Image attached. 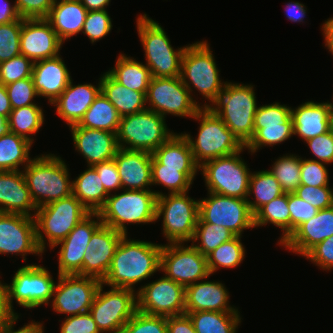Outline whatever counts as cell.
I'll list each match as a JSON object with an SVG mask.
<instances>
[{
  "mask_svg": "<svg viewBox=\"0 0 333 333\" xmlns=\"http://www.w3.org/2000/svg\"><path fill=\"white\" fill-rule=\"evenodd\" d=\"M127 237L121 238L103 285L134 290L135 284L160 270L162 244Z\"/></svg>",
  "mask_w": 333,
  "mask_h": 333,
  "instance_id": "1",
  "label": "cell"
},
{
  "mask_svg": "<svg viewBox=\"0 0 333 333\" xmlns=\"http://www.w3.org/2000/svg\"><path fill=\"white\" fill-rule=\"evenodd\" d=\"M68 171L61 157L54 154H41L22 170L37 208L72 194V181L69 180Z\"/></svg>",
  "mask_w": 333,
  "mask_h": 333,
  "instance_id": "2",
  "label": "cell"
},
{
  "mask_svg": "<svg viewBox=\"0 0 333 333\" xmlns=\"http://www.w3.org/2000/svg\"><path fill=\"white\" fill-rule=\"evenodd\" d=\"M253 85L227 82L210 109L246 146L254 135L257 110Z\"/></svg>",
  "mask_w": 333,
  "mask_h": 333,
  "instance_id": "3",
  "label": "cell"
},
{
  "mask_svg": "<svg viewBox=\"0 0 333 333\" xmlns=\"http://www.w3.org/2000/svg\"><path fill=\"white\" fill-rule=\"evenodd\" d=\"M110 194L98 211L103 225L127 235L126 224L153 223L156 220V192L151 190H123ZM112 195V196H111Z\"/></svg>",
  "mask_w": 333,
  "mask_h": 333,
  "instance_id": "4",
  "label": "cell"
},
{
  "mask_svg": "<svg viewBox=\"0 0 333 333\" xmlns=\"http://www.w3.org/2000/svg\"><path fill=\"white\" fill-rule=\"evenodd\" d=\"M193 118L200 122L197 138L194 140L190 134L183 135L199 167L209 160L232 155L245 147L210 108H201Z\"/></svg>",
  "mask_w": 333,
  "mask_h": 333,
  "instance_id": "5",
  "label": "cell"
},
{
  "mask_svg": "<svg viewBox=\"0 0 333 333\" xmlns=\"http://www.w3.org/2000/svg\"><path fill=\"white\" fill-rule=\"evenodd\" d=\"M213 52L206 41H200L186 46L181 60V80L192 93V87L198 90L209 103L201 108H210L218 99L226 82L219 78V70L215 63ZM193 86H192V85Z\"/></svg>",
  "mask_w": 333,
  "mask_h": 333,
  "instance_id": "6",
  "label": "cell"
},
{
  "mask_svg": "<svg viewBox=\"0 0 333 333\" xmlns=\"http://www.w3.org/2000/svg\"><path fill=\"white\" fill-rule=\"evenodd\" d=\"M137 32L144 48L146 66L152 77H179L186 46L175 50L166 32L147 14L137 18Z\"/></svg>",
  "mask_w": 333,
  "mask_h": 333,
  "instance_id": "7",
  "label": "cell"
},
{
  "mask_svg": "<svg viewBox=\"0 0 333 333\" xmlns=\"http://www.w3.org/2000/svg\"><path fill=\"white\" fill-rule=\"evenodd\" d=\"M90 212L73 195L38 207L35 214L37 243L44 253L46 240L52 249L64 240ZM44 235L46 238H44Z\"/></svg>",
  "mask_w": 333,
  "mask_h": 333,
  "instance_id": "8",
  "label": "cell"
},
{
  "mask_svg": "<svg viewBox=\"0 0 333 333\" xmlns=\"http://www.w3.org/2000/svg\"><path fill=\"white\" fill-rule=\"evenodd\" d=\"M166 125L165 118L150 109L122 116L116 133L118 147L152 154L174 134Z\"/></svg>",
  "mask_w": 333,
  "mask_h": 333,
  "instance_id": "9",
  "label": "cell"
},
{
  "mask_svg": "<svg viewBox=\"0 0 333 333\" xmlns=\"http://www.w3.org/2000/svg\"><path fill=\"white\" fill-rule=\"evenodd\" d=\"M156 192V220L163 218V235L168 243H183L193 239L199 218V200L187 192L163 194Z\"/></svg>",
  "mask_w": 333,
  "mask_h": 333,
  "instance_id": "10",
  "label": "cell"
},
{
  "mask_svg": "<svg viewBox=\"0 0 333 333\" xmlns=\"http://www.w3.org/2000/svg\"><path fill=\"white\" fill-rule=\"evenodd\" d=\"M244 149L245 147L232 155L209 160L200 166L208 192L247 198L252 172L240 157Z\"/></svg>",
  "mask_w": 333,
  "mask_h": 333,
  "instance_id": "11",
  "label": "cell"
},
{
  "mask_svg": "<svg viewBox=\"0 0 333 333\" xmlns=\"http://www.w3.org/2000/svg\"><path fill=\"white\" fill-rule=\"evenodd\" d=\"M102 291L101 283L89 313L101 333H120L137 311V291L113 287L109 291Z\"/></svg>",
  "mask_w": 333,
  "mask_h": 333,
  "instance_id": "12",
  "label": "cell"
},
{
  "mask_svg": "<svg viewBox=\"0 0 333 333\" xmlns=\"http://www.w3.org/2000/svg\"><path fill=\"white\" fill-rule=\"evenodd\" d=\"M55 286L50 272L43 266L29 264L19 268L11 283L5 284L10 308L14 311L13 299L28 309L49 304Z\"/></svg>",
  "mask_w": 333,
  "mask_h": 333,
  "instance_id": "13",
  "label": "cell"
},
{
  "mask_svg": "<svg viewBox=\"0 0 333 333\" xmlns=\"http://www.w3.org/2000/svg\"><path fill=\"white\" fill-rule=\"evenodd\" d=\"M146 102L150 105L147 109L164 118L168 114L193 118L201 109L200 104L194 100L180 76L152 77L146 94Z\"/></svg>",
  "mask_w": 333,
  "mask_h": 333,
  "instance_id": "14",
  "label": "cell"
},
{
  "mask_svg": "<svg viewBox=\"0 0 333 333\" xmlns=\"http://www.w3.org/2000/svg\"><path fill=\"white\" fill-rule=\"evenodd\" d=\"M208 194V198L199 199V217L204 222L225 227L241 237L245 229L255 228L254 214L246 199Z\"/></svg>",
  "mask_w": 333,
  "mask_h": 333,
  "instance_id": "15",
  "label": "cell"
},
{
  "mask_svg": "<svg viewBox=\"0 0 333 333\" xmlns=\"http://www.w3.org/2000/svg\"><path fill=\"white\" fill-rule=\"evenodd\" d=\"M160 271L178 284L187 287L211 274L207 265V258L193 245L186 247L182 243H168L162 245Z\"/></svg>",
  "mask_w": 333,
  "mask_h": 333,
  "instance_id": "16",
  "label": "cell"
},
{
  "mask_svg": "<svg viewBox=\"0 0 333 333\" xmlns=\"http://www.w3.org/2000/svg\"><path fill=\"white\" fill-rule=\"evenodd\" d=\"M101 283L91 276L58 275L50 301L52 309L68 316L88 313Z\"/></svg>",
  "mask_w": 333,
  "mask_h": 333,
  "instance_id": "17",
  "label": "cell"
},
{
  "mask_svg": "<svg viewBox=\"0 0 333 333\" xmlns=\"http://www.w3.org/2000/svg\"><path fill=\"white\" fill-rule=\"evenodd\" d=\"M137 310L157 316L185 314V287L166 276L137 290Z\"/></svg>",
  "mask_w": 333,
  "mask_h": 333,
  "instance_id": "18",
  "label": "cell"
},
{
  "mask_svg": "<svg viewBox=\"0 0 333 333\" xmlns=\"http://www.w3.org/2000/svg\"><path fill=\"white\" fill-rule=\"evenodd\" d=\"M41 255L34 217L0 212V254ZM15 253V254H14Z\"/></svg>",
  "mask_w": 333,
  "mask_h": 333,
  "instance_id": "19",
  "label": "cell"
},
{
  "mask_svg": "<svg viewBox=\"0 0 333 333\" xmlns=\"http://www.w3.org/2000/svg\"><path fill=\"white\" fill-rule=\"evenodd\" d=\"M102 224L98 213H89L64 240L53 247L61 245L58 252V275L77 274L82 276L83 257L86 249L91 236Z\"/></svg>",
  "mask_w": 333,
  "mask_h": 333,
  "instance_id": "20",
  "label": "cell"
},
{
  "mask_svg": "<svg viewBox=\"0 0 333 333\" xmlns=\"http://www.w3.org/2000/svg\"><path fill=\"white\" fill-rule=\"evenodd\" d=\"M20 53L33 62L60 55L63 42L46 19H24Z\"/></svg>",
  "mask_w": 333,
  "mask_h": 333,
  "instance_id": "21",
  "label": "cell"
},
{
  "mask_svg": "<svg viewBox=\"0 0 333 333\" xmlns=\"http://www.w3.org/2000/svg\"><path fill=\"white\" fill-rule=\"evenodd\" d=\"M124 235L117 230L101 225L91 236L83 257L82 276L103 280L107 275L116 248Z\"/></svg>",
  "mask_w": 333,
  "mask_h": 333,
  "instance_id": "22",
  "label": "cell"
},
{
  "mask_svg": "<svg viewBox=\"0 0 333 333\" xmlns=\"http://www.w3.org/2000/svg\"><path fill=\"white\" fill-rule=\"evenodd\" d=\"M77 152H80L88 166L114 159L117 150L116 133L80 127L77 124L69 127Z\"/></svg>",
  "mask_w": 333,
  "mask_h": 333,
  "instance_id": "23",
  "label": "cell"
},
{
  "mask_svg": "<svg viewBox=\"0 0 333 333\" xmlns=\"http://www.w3.org/2000/svg\"><path fill=\"white\" fill-rule=\"evenodd\" d=\"M333 236V205L319 210L313 218L299 225L280 245L305 256L324 239Z\"/></svg>",
  "mask_w": 333,
  "mask_h": 333,
  "instance_id": "24",
  "label": "cell"
},
{
  "mask_svg": "<svg viewBox=\"0 0 333 333\" xmlns=\"http://www.w3.org/2000/svg\"><path fill=\"white\" fill-rule=\"evenodd\" d=\"M114 160L123 190H151V153L119 148Z\"/></svg>",
  "mask_w": 333,
  "mask_h": 333,
  "instance_id": "25",
  "label": "cell"
},
{
  "mask_svg": "<svg viewBox=\"0 0 333 333\" xmlns=\"http://www.w3.org/2000/svg\"><path fill=\"white\" fill-rule=\"evenodd\" d=\"M229 292L219 281L201 280L185 287V313L198 311L239 312L229 305Z\"/></svg>",
  "mask_w": 333,
  "mask_h": 333,
  "instance_id": "26",
  "label": "cell"
},
{
  "mask_svg": "<svg viewBox=\"0 0 333 333\" xmlns=\"http://www.w3.org/2000/svg\"><path fill=\"white\" fill-rule=\"evenodd\" d=\"M32 79L38 97L48 98L52 104L67 88L72 78L66 64L58 55L34 62Z\"/></svg>",
  "mask_w": 333,
  "mask_h": 333,
  "instance_id": "27",
  "label": "cell"
},
{
  "mask_svg": "<svg viewBox=\"0 0 333 333\" xmlns=\"http://www.w3.org/2000/svg\"><path fill=\"white\" fill-rule=\"evenodd\" d=\"M36 210L22 171H0V212L35 217Z\"/></svg>",
  "mask_w": 333,
  "mask_h": 333,
  "instance_id": "28",
  "label": "cell"
},
{
  "mask_svg": "<svg viewBox=\"0 0 333 333\" xmlns=\"http://www.w3.org/2000/svg\"><path fill=\"white\" fill-rule=\"evenodd\" d=\"M100 80L98 85L91 83L73 85L71 79L67 88L51 104L56 107V113L67 125L78 124L83 118L85 112L92 105L95 98L101 92Z\"/></svg>",
  "mask_w": 333,
  "mask_h": 333,
  "instance_id": "29",
  "label": "cell"
},
{
  "mask_svg": "<svg viewBox=\"0 0 333 333\" xmlns=\"http://www.w3.org/2000/svg\"><path fill=\"white\" fill-rule=\"evenodd\" d=\"M333 103L308 101L291 108L294 135L307 141L331 129Z\"/></svg>",
  "mask_w": 333,
  "mask_h": 333,
  "instance_id": "30",
  "label": "cell"
},
{
  "mask_svg": "<svg viewBox=\"0 0 333 333\" xmlns=\"http://www.w3.org/2000/svg\"><path fill=\"white\" fill-rule=\"evenodd\" d=\"M87 12L80 0H55L46 20L64 43L82 31Z\"/></svg>",
  "mask_w": 333,
  "mask_h": 333,
  "instance_id": "31",
  "label": "cell"
},
{
  "mask_svg": "<svg viewBox=\"0 0 333 333\" xmlns=\"http://www.w3.org/2000/svg\"><path fill=\"white\" fill-rule=\"evenodd\" d=\"M100 81L102 94L108 98L121 116L147 109L144 93L128 89L115 81L107 72L102 75Z\"/></svg>",
  "mask_w": 333,
  "mask_h": 333,
  "instance_id": "32",
  "label": "cell"
},
{
  "mask_svg": "<svg viewBox=\"0 0 333 333\" xmlns=\"http://www.w3.org/2000/svg\"><path fill=\"white\" fill-rule=\"evenodd\" d=\"M72 194L90 213H98L109 196L93 166L72 180Z\"/></svg>",
  "mask_w": 333,
  "mask_h": 333,
  "instance_id": "33",
  "label": "cell"
},
{
  "mask_svg": "<svg viewBox=\"0 0 333 333\" xmlns=\"http://www.w3.org/2000/svg\"><path fill=\"white\" fill-rule=\"evenodd\" d=\"M152 155L163 165V168H200L195 163L190 145L182 133H174L167 141L158 147Z\"/></svg>",
  "mask_w": 333,
  "mask_h": 333,
  "instance_id": "34",
  "label": "cell"
},
{
  "mask_svg": "<svg viewBox=\"0 0 333 333\" xmlns=\"http://www.w3.org/2000/svg\"><path fill=\"white\" fill-rule=\"evenodd\" d=\"M107 73L121 85L145 95L152 78L150 69L145 64L127 57L126 54H120L115 67Z\"/></svg>",
  "mask_w": 333,
  "mask_h": 333,
  "instance_id": "35",
  "label": "cell"
},
{
  "mask_svg": "<svg viewBox=\"0 0 333 333\" xmlns=\"http://www.w3.org/2000/svg\"><path fill=\"white\" fill-rule=\"evenodd\" d=\"M121 117L114 105L100 92L77 125L117 133Z\"/></svg>",
  "mask_w": 333,
  "mask_h": 333,
  "instance_id": "36",
  "label": "cell"
},
{
  "mask_svg": "<svg viewBox=\"0 0 333 333\" xmlns=\"http://www.w3.org/2000/svg\"><path fill=\"white\" fill-rule=\"evenodd\" d=\"M31 145L32 142L10 131L0 136V171H20V165L25 168L32 160Z\"/></svg>",
  "mask_w": 333,
  "mask_h": 333,
  "instance_id": "37",
  "label": "cell"
},
{
  "mask_svg": "<svg viewBox=\"0 0 333 333\" xmlns=\"http://www.w3.org/2000/svg\"><path fill=\"white\" fill-rule=\"evenodd\" d=\"M187 314L196 333H236L241 317L239 312L198 311Z\"/></svg>",
  "mask_w": 333,
  "mask_h": 333,
  "instance_id": "38",
  "label": "cell"
},
{
  "mask_svg": "<svg viewBox=\"0 0 333 333\" xmlns=\"http://www.w3.org/2000/svg\"><path fill=\"white\" fill-rule=\"evenodd\" d=\"M273 224L282 230L278 245L284 242L290 235V210L288 208V193L274 198L269 203L260 207L254 213V226Z\"/></svg>",
  "mask_w": 333,
  "mask_h": 333,
  "instance_id": "39",
  "label": "cell"
},
{
  "mask_svg": "<svg viewBox=\"0 0 333 333\" xmlns=\"http://www.w3.org/2000/svg\"><path fill=\"white\" fill-rule=\"evenodd\" d=\"M198 170L200 169L163 168V165L152 155V185H162L169 190L170 194L188 192Z\"/></svg>",
  "mask_w": 333,
  "mask_h": 333,
  "instance_id": "40",
  "label": "cell"
},
{
  "mask_svg": "<svg viewBox=\"0 0 333 333\" xmlns=\"http://www.w3.org/2000/svg\"><path fill=\"white\" fill-rule=\"evenodd\" d=\"M252 193L254 201L249 198ZM284 193L275 176L269 170H261L251 174L246 200L254 214L260 207Z\"/></svg>",
  "mask_w": 333,
  "mask_h": 333,
  "instance_id": "41",
  "label": "cell"
},
{
  "mask_svg": "<svg viewBox=\"0 0 333 333\" xmlns=\"http://www.w3.org/2000/svg\"><path fill=\"white\" fill-rule=\"evenodd\" d=\"M44 123L42 108L37 104L12 109L8 117L9 131L33 143L30 134L39 132Z\"/></svg>",
  "mask_w": 333,
  "mask_h": 333,
  "instance_id": "42",
  "label": "cell"
},
{
  "mask_svg": "<svg viewBox=\"0 0 333 333\" xmlns=\"http://www.w3.org/2000/svg\"><path fill=\"white\" fill-rule=\"evenodd\" d=\"M236 235L225 227L204 222L200 217L197 221L192 245L204 256H207L222 243L234 238ZM199 240V241H198ZM199 242L195 244V242Z\"/></svg>",
  "mask_w": 333,
  "mask_h": 333,
  "instance_id": "43",
  "label": "cell"
},
{
  "mask_svg": "<svg viewBox=\"0 0 333 333\" xmlns=\"http://www.w3.org/2000/svg\"><path fill=\"white\" fill-rule=\"evenodd\" d=\"M244 256L245 248L241 242V236H235L206 256L209 272L213 274L220 267L235 268L242 263Z\"/></svg>",
  "mask_w": 333,
  "mask_h": 333,
  "instance_id": "44",
  "label": "cell"
},
{
  "mask_svg": "<svg viewBox=\"0 0 333 333\" xmlns=\"http://www.w3.org/2000/svg\"><path fill=\"white\" fill-rule=\"evenodd\" d=\"M285 193H293L301 181V157L287 154L279 157L269 170Z\"/></svg>",
  "mask_w": 333,
  "mask_h": 333,
  "instance_id": "45",
  "label": "cell"
},
{
  "mask_svg": "<svg viewBox=\"0 0 333 333\" xmlns=\"http://www.w3.org/2000/svg\"><path fill=\"white\" fill-rule=\"evenodd\" d=\"M294 135L292 117L282 126H265L259 129L245 146L251 153L257 152L263 146H273L288 140Z\"/></svg>",
  "mask_w": 333,
  "mask_h": 333,
  "instance_id": "46",
  "label": "cell"
},
{
  "mask_svg": "<svg viewBox=\"0 0 333 333\" xmlns=\"http://www.w3.org/2000/svg\"><path fill=\"white\" fill-rule=\"evenodd\" d=\"M23 18L0 24V63L20 55V35Z\"/></svg>",
  "mask_w": 333,
  "mask_h": 333,
  "instance_id": "47",
  "label": "cell"
},
{
  "mask_svg": "<svg viewBox=\"0 0 333 333\" xmlns=\"http://www.w3.org/2000/svg\"><path fill=\"white\" fill-rule=\"evenodd\" d=\"M291 118V107L278 102L257 107L254 134L265 126H282Z\"/></svg>",
  "mask_w": 333,
  "mask_h": 333,
  "instance_id": "48",
  "label": "cell"
},
{
  "mask_svg": "<svg viewBox=\"0 0 333 333\" xmlns=\"http://www.w3.org/2000/svg\"><path fill=\"white\" fill-rule=\"evenodd\" d=\"M120 333H167V317L136 311Z\"/></svg>",
  "mask_w": 333,
  "mask_h": 333,
  "instance_id": "49",
  "label": "cell"
},
{
  "mask_svg": "<svg viewBox=\"0 0 333 333\" xmlns=\"http://www.w3.org/2000/svg\"><path fill=\"white\" fill-rule=\"evenodd\" d=\"M33 65L34 62L22 54L0 63V84L6 86L32 77Z\"/></svg>",
  "mask_w": 333,
  "mask_h": 333,
  "instance_id": "50",
  "label": "cell"
},
{
  "mask_svg": "<svg viewBox=\"0 0 333 333\" xmlns=\"http://www.w3.org/2000/svg\"><path fill=\"white\" fill-rule=\"evenodd\" d=\"M112 27V20L106 10L88 11L81 32L87 35L93 44L107 36Z\"/></svg>",
  "mask_w": 333,
  "mask_h": 333,
  "instance_id": "51",
  "label": "cell"
},
{
  "mask_svg": "<svg viewBox=\"0 0 333 333\" xmlns=\"http://www.w3.org/2000/svg\"><path fill=\"white\" fill-rule=\"evenodd\" d=\"M12 109L34 105L33 98L38 96L32 77L24 78L6 85Z\"/></svg>",
  "mask_w": 333,
  "mask_h": 333,
  "instance_id": "52",
  "label": "cell"
},
{
  "mask_svg": "<svg viewBox=\"0 0 333 333\" xmlns=\"http://www.w3.org/2000/svg\"><path fill=\"white\" fill-rule=\"evenodd\" d=\"M325 165L315 159H302L301 157L300 185L329 186V173Z\"/></svg>",
  "mask_w": 333,
  "mask_h": 333,
  "instance_id": "53",
  "label": "cell"
},
{
  "mask_svg": "<svg viewBox=\"0 0 333 333\" xmlns=\"http://www.w3.org/2000/svg\"><path fill=\"white\" fill-rule=\"evenodd\" d=\"M293 193L318 210L333 205V188H330V186L311 187L300 185Z\"/></svg>",
  "mask_w": 333,
  "mask_h": 333,
  "instance_id": "54",
  "label": "cell"
},
{
  "mask_svg": "<svg viewBox=\"0 0 333 333\" xmlns=\"http://www.w3.org/2000/svg\"><path fill=\"white\" fill-rule=\"evenodd\" d=\"M288 208L290 210V234L299 225L316 216L319 211L294 193H288Z\"/></svg>",
  "mask_w": 333,
  "mask_h": 333,
  "instance_id": "55",
  "label": "cell"
},
{
  "mask_svg": "<svg viewBox=\"0 0 333 333\" xmlns=\"http://www.w3.org/2000/svg\"><path fill=\"white\" fill-rule=\"evenodd\" d=\"M55 0H15L14 4L23 19H46Z\"/></svg>",
  "mask_w": 333,
  "mask_h": 333,
  "instance_id": "56",
  "label": "cell"
},
{
  "mask_svg": "<svg viewBox=\"0 0 333 333\" xmlns=\"http://www.w3.org/2000/svg\"><path fill=\"white\" fill-rule=\"evenodd\" d=\"M309 146L311 153L315 155L318 162L324 164L333 163V131L318 135L305 141Z\"/></svg>",
  "mask_w": 333,
  "mask_h": 333,
  "instance_id": "57",
  "label": "cell"
},
{
  "mask_svg": "<svg viewBox=\"0 0 333 333\" xmlns=\"http://www.w3.org/2000/svg\"><path fill=\"white\" fill-rule=\"evenodd\" d=\"M65 318L60 333H101L89 312Z\"/></svg>",
  "mask_w": 333,
  "mask_h": 333,
  "instance_id": "58",
  "label": "cell"
},
{
  "mask_svg": "<svg viewBox=\"0 0 333 333\" xmlns=\"http://www.w3.org/2000/svg\"><path fill=\"white\" fill-rule=\"evenodd\" d=\"M304 257L324 270L333 269V236L318 243Z\"/></svg>",
  "mask_w": 333,
  "mask_h": 333,
  "instance_id": "59",
  "label": "cell"
},
{
  "mask_svg": "<svg viewBox=\"0 0 333 333\" xmlns=\"http://www.w3.org/2000/svg\"><path fill=\"white\" fill-rule=\"evenodd\" d=\"M93 167L97 171L105 191L109 195L112 190L118 191L119 189H122L118 168L114 159L97 163L93 165Z\"/></svg>",
  "mask_w": 333,
  "mask_h": 333,
  "instance_id": "60",
  "label": "cell"
},
{
  "mask_svg": "<svg viewBox=\"0 0 333 333\" xmlns=\"http://www.w3.org/2000/svg\"><path fill=\"white\" fill-rule=\"evenodd\" d=\"M167 333H196L187 314L167 317Z\"/></svg>",
  "mask_w": 333,
  "mask_h": 333,
  "instance_id": "61",
  "label": "cell"
},
{
  "mask_svg": "<svg viewBox=\"0 0 333 333\" xmlns=\"http://www.w3.org/2000/svg\"><path fill=\"white\" fill-rule=\"evenodd\" d=\"M8 303L5 283L0 281V330L3 329L15 316Z\"/></svg>",
  "mask_w": 333,
  "mask_h": 333,
  "instance_id": "62",
  "label": "cell"
},
{
  "mask_svg": "<svg viewBox=\"0 0 333 333\" xmlns=\"http://www.w3.org/2000/svg\"><path fill=\"white\" fill-rule=\"evenodd\" d=\"M18 319L19 315L17 314L3 329L0 330V333H44V326L42 323L33 320L29 324L15 330L14 326Z\"/></svg>",
  "mask_w": 333,
  "mask_h": 333,
  "instance_id": "63",
  "label": "cell"
},
{
  "mask_svg": "<svg viewBox=\"0 0 333 333\" xmlns=\"http://www.w3.org/2000/svg\"><path fill=\"white\" fill-rule=\"evenodd\" d=\"M20 17L16 5L10 4L8 0H0V24L10 23Z\"/></svg>",
  "mask_w": 333,
  "mask_h": 333,
  "instance_id": "64",
  "label": "cell"
},
{
  "mask_svg": "<svg viewBox=\"0 0 333 333\" xmlns=\"http://www.w3.org/2000/svg\"><path fill=\"white\" fill-rule=\"evenodd\" d=\"M286 7V16L292 22H303L306 15V8L300 2H290Z\"/></svg>",
  "mask_w": 333,
  "mask_h": 333,
  "instance_id": "65",
  "label": "cell"
},
{
  "mask_svg": "<svg viewBox=\"0 0 333 333\" xmlns=\"http://www.w3.org/2000/svg\"><path fill=\"white\" fill-rule=\"evenodd\" d=\"M322 30L324 33L325 46L333 55V18H329L324 22Z\"/></svg>",
  "mask_w": 333,
  "mask_h": 333,
  "instance_id": "66",
  "label": "cell"
},
{
  "mask_svg": "<svg viewBox=\"0 0 333 333\" xmlns=\"http://www.w3.org/2000/svg\"><path fill=\"white\" fill-rule=\"evenodd\" d=\"M11 111L12 107L6 87L0 84V115L8 118Z\"/></svg>",
  "mask_w": 333,
  "mask_h": 333,
  "instance_id": "67",
  "label": "cell"
},
{
  "mask_svg": "<svg viewBox=\"0 0 333 333\" xmlns=\"http://www.w3.org/2000/svg\"><path fill=\"white\" fill-rule=\"evenodd\" d=\"M87 11L106 10L110 0H80Z\"/></svg>",
  "mask_w": 333,
  "mask_h": 333,
  "instance_id": "68",
  "label": "cell"
},
{
  "mask_svg": "<svg viewBox=\"0 0 333 333\" xmlns=\"http://www.w3.org/2000/svg\"><path fill=\"white\" fill-rule=\"evenodd\" d=\"M8 131V118L0 115V136L5 135Z\"/></svg>",
  "mask_w": 333,
  "mask_h": 333,
  "instance_id": "69",
  "label": "cell"
},
{
  "mask_svg": "<svg viewBox=\"0 0 333 333\" xmlns=\"http://www.w3.org/2000/svg\"><path fill=\"white\" fill-rule=\"evenodd\" d=\"M331 129L333 131V110H332V115H331Z\"/></svg>",
  "mask_w": 333,
  "mask_h": 333,
  "instance_id": "70",
  "label": "cell"
}]
</instances>
